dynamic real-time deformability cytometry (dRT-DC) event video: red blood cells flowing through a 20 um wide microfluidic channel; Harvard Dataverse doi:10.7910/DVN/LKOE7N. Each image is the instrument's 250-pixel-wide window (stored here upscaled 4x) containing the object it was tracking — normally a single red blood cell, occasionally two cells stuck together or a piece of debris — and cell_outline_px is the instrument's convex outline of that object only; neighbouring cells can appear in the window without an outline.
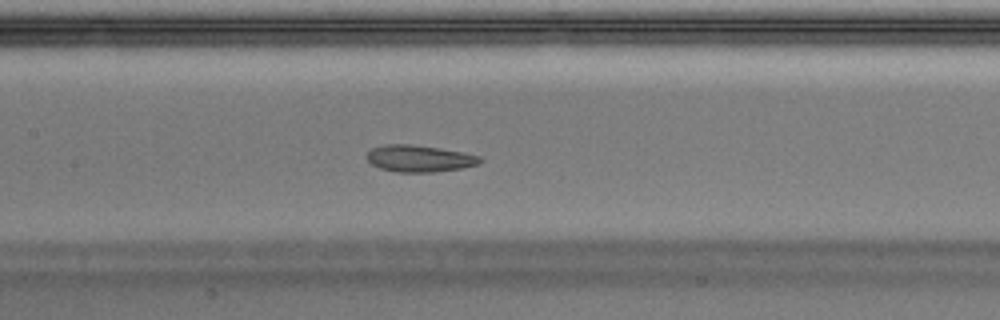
{"species": "Egyptian fruit bat (a non-hibernating species)", "species_latin": "Rousettus aegyptiacus", "temperature_condition": "warm", "stored_images_in_passage": 49, "camera_frame_rate_fps": 3000, "um_per_image_px": 0.085, "animal": {"sex": "male"}, "frame": {"image": 1, "passage_image": 22, "time_ms": 7.0, "image_size_px": [1000, 320], "cell_outline_px": [[484, 160], [476, 164], [460, 168], [436, 172], [396, 172], [380, 168], [372, 164], [364, 156], [372, 148], [384, 144], [412, 144], [440, 148], [480, 156]], "centroid_in_image_um": [35.6, 13.47], "position_along_channel_um": 171.8, "area_um2": 17.63}}
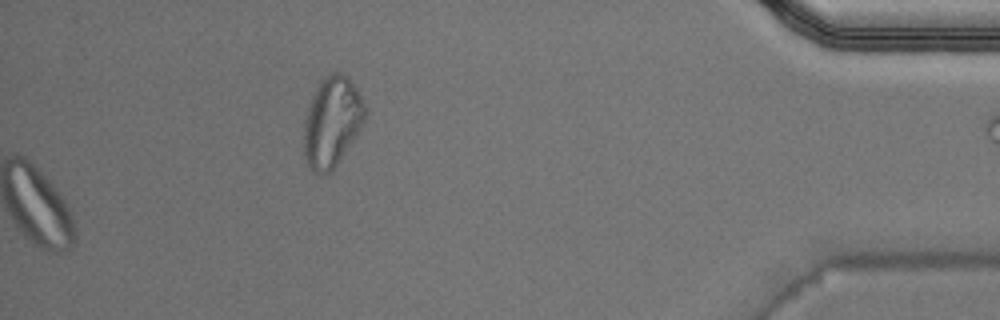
{"frame": {"image": 2, "passage_image": 49, "time_ms": 16.0, "image_size_px": [1000, 320], "cell_outline_px": [[364, 120], [356, 136], [340, 160], [324, 176], [316, 172], [308, 164], [304, 152], [304, 120], [308, 108], [316, 88], [320, 80], [324, 76], [332, 72], [340, 72], [348, 76], [356, 88], [364, 104]], "centroid_in_image_um": [28.21, 10.33], "position_along_channel_um": 407.0, "area_um2": 31.62}, "authors_computed_cell_mechanics": {"area_um2": 19.363, "velocity_mm_per_s": 3.992, "shape_relaxation_time_tau1_ms": null, "shape_relaxation_time_tau2_ms": 2.1769, "deformation_change_tau1": null, "deformation_change_tau2": 0.0781}}